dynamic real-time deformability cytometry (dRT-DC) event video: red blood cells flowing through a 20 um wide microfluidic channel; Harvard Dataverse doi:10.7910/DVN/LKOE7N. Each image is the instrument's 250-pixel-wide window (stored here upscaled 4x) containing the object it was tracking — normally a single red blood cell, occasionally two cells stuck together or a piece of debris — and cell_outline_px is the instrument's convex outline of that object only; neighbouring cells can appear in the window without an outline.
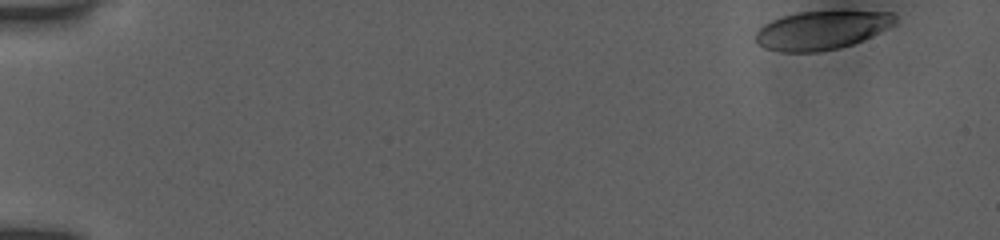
{"species": "human", "species_latin": "Homo sapiens", "temperature_condition": "room temperature", "stored_images_in_passage": 40, "camera_frame_rate_fps": 3000, "um_per_image_px": 0.085, "donor": {"sex": "female"}, "frame": {"image": 1, "passage_image": 1, "time_ms": 0.0, "image_size_px": [1000, 240], "cell_outline_px": [[896, 24], [888, 28], [852, 44], [840, 48], [816, 52], [784, 52], [764, 48], [756, 40], [756, 32], [764, 24], [772, 20], [784, 16], [800, 12], [892, 12], [896, 16]], "centroid_in_image_um": [69.84, 2.58], "position_along_channel_um": 15.2, "area_um2": 30.87}}
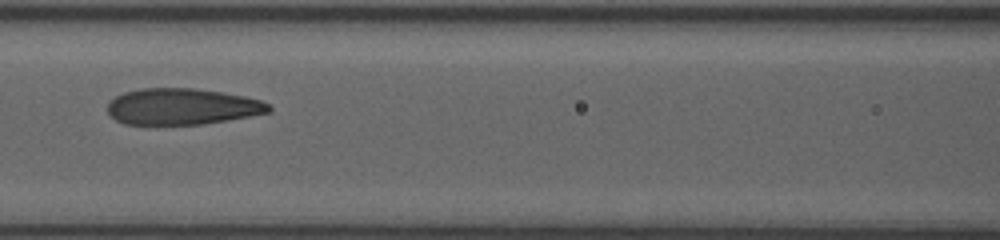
{"frame": {"image": 2, "passage_image": 18, "time_ms": 5.667, "image_size_px": [1000, 240], "cell_outline_px": [[272, 108], [268, 112], [248, 116], [200, 124], [124, 124], [116, 120], [108, 112], [108, 100], [124, 92], [140, 88], [196, 88], [244, 96], [260, 100], [268, 104]], "centroid_in_image_um": [15.43, 9.04], "position_along_channel_um": 151.2, "area_um2": 33.81}}
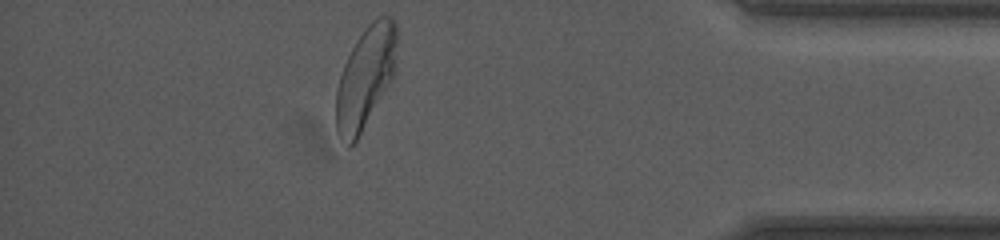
{"frame": {"image": 3, "passage_image": 35, "time_ms": 11.333, "image_size_px": [1000, 240], "cell_outline_px": [[396, 72], [356, 144], [348, 148], [336, 132], [336, 92], [340, 76], [344, 64], [356, 40], [368, 24], [372, 20], [380, 16], [392, 16], [396, 20]], "centroid_in_image_um": [31.07, 6.63], "position_along_channel_um": 404.1, "area_um2": 36.47}, "authors_computed_cell_mechanics": {"area_um2": 34.5355, "velocity_mm_per_s": 3.9994, "shape_relaxation_time_tau1_ms": 2.337, "shape_relaxation_time_tau2_ms": 0.6771, "deformation_change_tau1": 0.1719, "deformation_change_tau2": 0.0751}}